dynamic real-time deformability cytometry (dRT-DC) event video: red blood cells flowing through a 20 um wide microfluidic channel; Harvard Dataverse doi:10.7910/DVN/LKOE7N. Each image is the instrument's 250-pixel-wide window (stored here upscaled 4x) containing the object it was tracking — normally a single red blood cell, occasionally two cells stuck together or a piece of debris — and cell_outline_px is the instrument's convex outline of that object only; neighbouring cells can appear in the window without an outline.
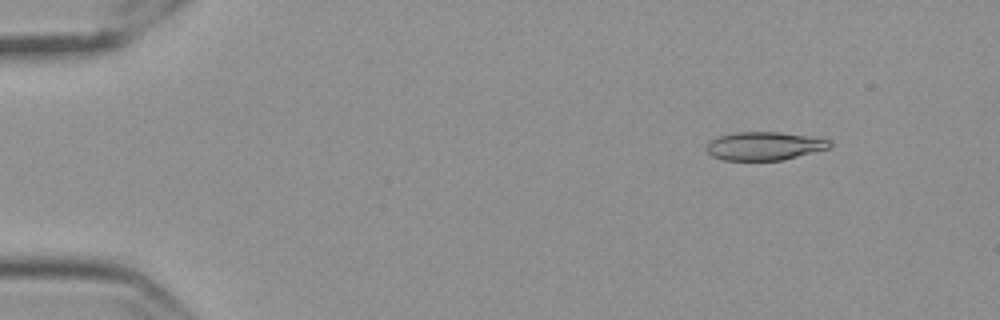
{"species": "Egyptian fruit bat (a non-hibernating species)", "species_latin": "Rousettus aegyptiacus", "temperature_condition": "cold", "stored_images_in_passage": 58, "camera_frame_rate_fps": 3000, "um_per_image_px": 0.085, "frame": {"image": 1, "passage_image": 7, "time_ms": 2.0, "image_size_px": [1000, 320], "cell_outline_px": [[832, 144], [828, 148], [784, 160], [724, 160], [712, 156], [704, 148], [708, 140], [716, 136], [736, 132], [780, 132], [812, 136], [828, 140]], "centroid_in_image_um": [64.91, 12.4], "position_along_channel_um": 20.1, "area_um2": 20.52}}
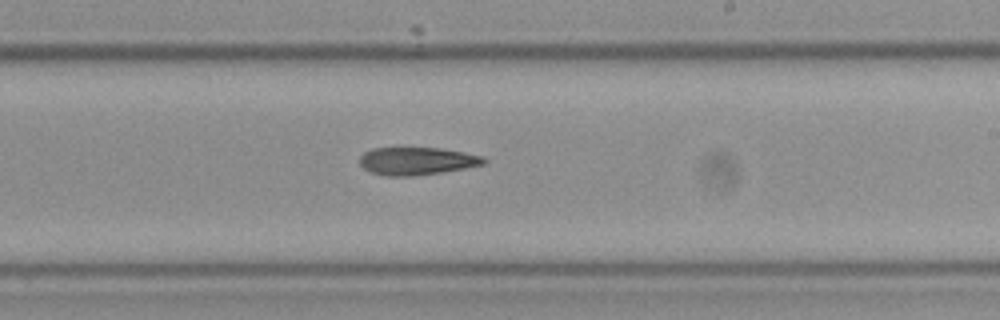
{"frame": {"image": 2, "passage_image": 35, "time_ms": 11.333, "image_size_px": [1000, 320], "cell_outline_px": [[488, 160], [484, 164], [464, 168], [440, 172], [412, 176], [388, 176], [372, 172], [364, 168], [360, 164], [360, 156], [364, 152], [372, 148], [440, 148], [464, 152], [484, 156]], "centroid_in_image_um": [35.45, 13.68], "position_along_channel_um": 253.6, "area_um2": 19.94}}
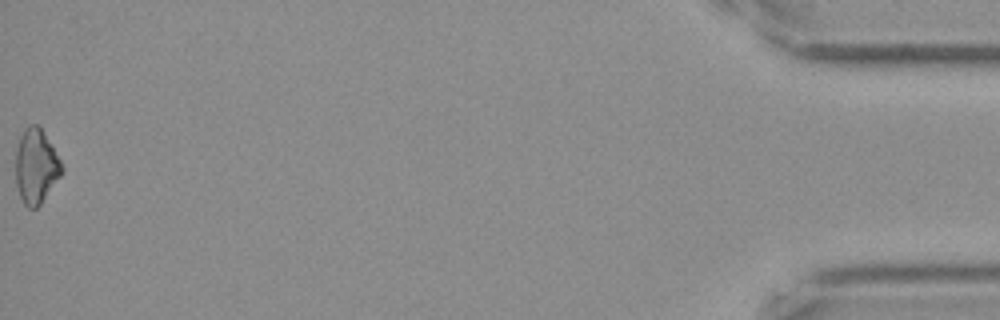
{"frame": {"image": 3, "passage_image": 58, "time_ms": 19.0, "image_size_px": [1000, 320], "cell_outline_px": [[64, 172], [40, 204], [36, 208], [28, 208], [24, 204], [20, 196], [16, 184], [16, 148], [20, 136], [24, 128], [28, 124], [36, 124], [40, 128], [60, 160], [64, 168]], "centroid_in_image_um": [3.05, 14.14], "position_along_channel_um": 432.1, "area_um2": 19.88}}